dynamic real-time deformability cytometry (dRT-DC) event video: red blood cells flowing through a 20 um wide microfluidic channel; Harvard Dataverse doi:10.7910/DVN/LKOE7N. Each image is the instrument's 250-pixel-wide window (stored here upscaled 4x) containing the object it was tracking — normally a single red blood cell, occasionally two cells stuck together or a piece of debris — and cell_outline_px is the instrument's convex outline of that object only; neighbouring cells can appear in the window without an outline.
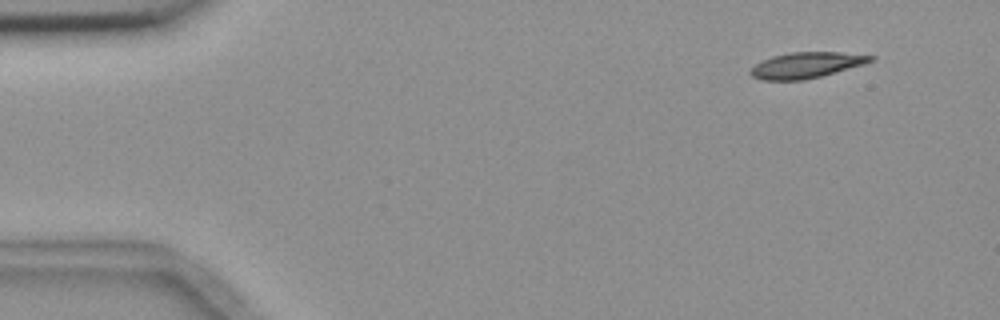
{"species": "common noctule bat (a hibernating species)", "species_latin": "Nyctalus noctula", "temperature_condition": "room temperature", "stored_images_in_passage": 6, "camera_frame_rate_fps": 3000, "um_per_image_px": 0.085, "animal": {"sex": "female", "body_mass_g": 18.4}, "frame": {"image": 1, "passage_image": 1, "time_ms": 0.0, "image_size_px": [1000, 320], "cell_outline_px": [[876, 60], [864, 64], [820, 76], [804, 80], [760, 80], [752, 76], [748, 72], [756, 64], [772, 56], [792, 52], [840, 52], [876, 56]], "centroid_in_image_um": [68.55, 5.53], "position_along_channel_um": 16.5, "area_um2": 17.98}}
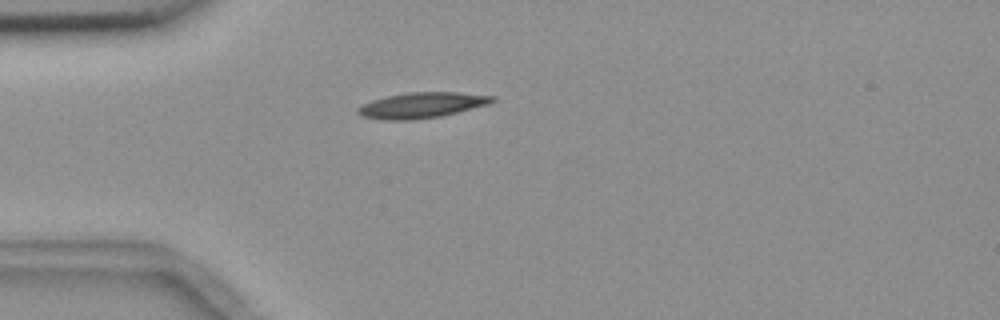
{"frame": {"image": 2, "passage_image": 3, "time_ms": 3.333, "image_size_px": [1000, 320], "cell_outline_px": [[496, 100], [492, 104], [440, 116], [412, 120], [380, 120], [360, 116], [356, 112], [356, 108], [372, 100], [388, 96], [408, 92], [456, 92], [496, 96]], "centroid_in_image_um": [35.87, 8.94], "position_along_channel_um": 49.1, "area_um2": 20.23}}
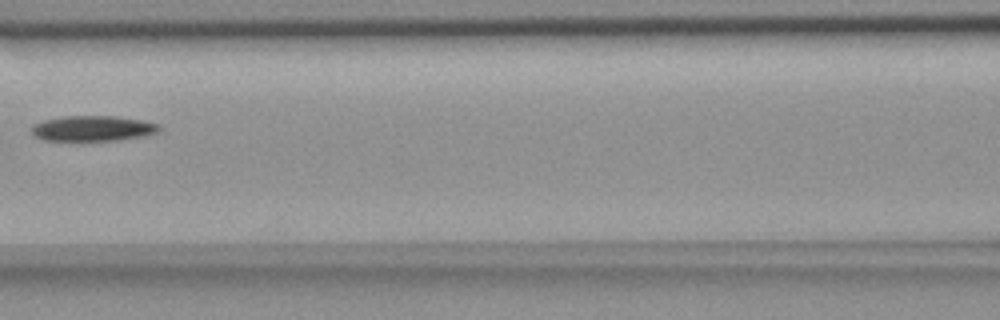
{"frame": {"image": 3, "passage_image": 6, "time_ms": 6.667, "image_size_px": [1000, 320], "cell_outline_px": [[160, 132], [144, 136], [116, 140], [44, 140], [36, 136], [32, 132], [32, 124], [44, 120], [64, 116], [116, 116], [144, 120], [160, 124]], "centroid_in_image_um": [7.94, 10.9], "position_along_channel_um": 158.7, "area_um2": 18.9}}